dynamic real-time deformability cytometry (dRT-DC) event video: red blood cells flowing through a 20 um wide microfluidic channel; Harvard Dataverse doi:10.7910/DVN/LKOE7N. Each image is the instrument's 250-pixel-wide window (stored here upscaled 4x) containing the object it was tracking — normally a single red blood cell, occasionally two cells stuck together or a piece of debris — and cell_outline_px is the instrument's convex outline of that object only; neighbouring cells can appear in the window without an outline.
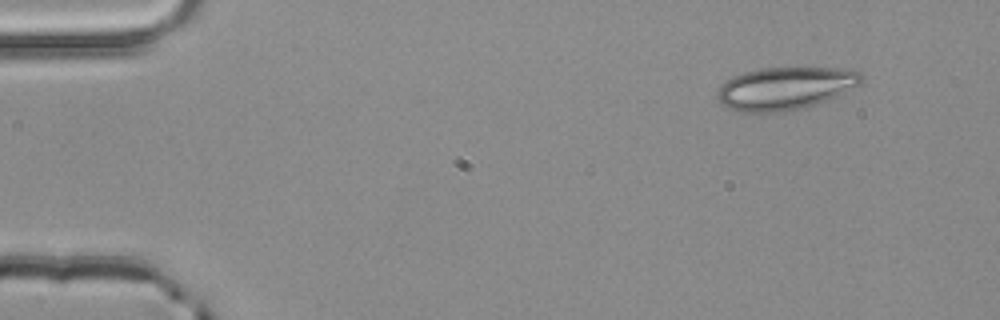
{"species": "common noctule bat (a hibernating species)", "species_latin": "Nyctalus noctula", "temperature_condition": "room temperature", "stored_images_in_passage": 3, "camera_frame_rate_fps": 3000, "um_per_image_px": 0.085, "animal": {"sex": "male", "body_mass_g": 20.4}, "frame": {"image": 1, "passage_image": 1, "time_ms": 0.0, "image_size_px": [1000, 320], "cell_outline_px": [[864, 80], [860, 84], [836, 96], [816, 104], [784, 112], [740, 112], [728, 108], [720, 104], [716, 96], [720, 88], [732, 76], [744, 72], [760, 68], [852, 68], [860, 72]], "centroid_in_image_um": [66.75, 7.5], "position_along_channel_um": 18.2, "area_um2": 35.84}}